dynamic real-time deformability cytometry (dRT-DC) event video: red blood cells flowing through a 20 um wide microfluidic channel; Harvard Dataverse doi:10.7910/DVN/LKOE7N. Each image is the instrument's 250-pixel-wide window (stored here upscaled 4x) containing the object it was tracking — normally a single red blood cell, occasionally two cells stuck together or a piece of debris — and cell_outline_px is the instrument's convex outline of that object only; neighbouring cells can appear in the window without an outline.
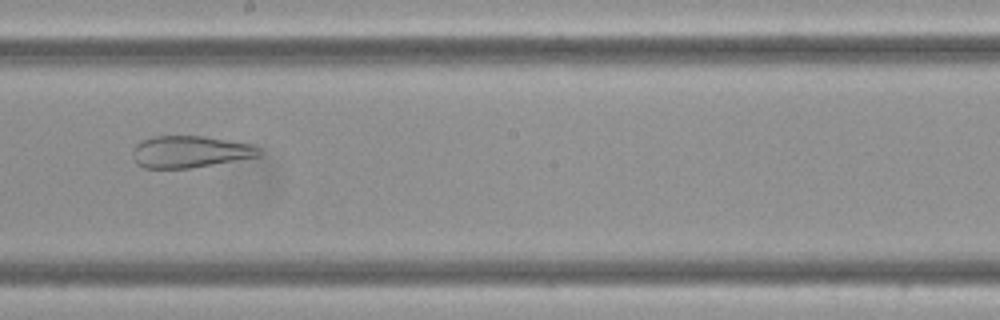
{"species": "Egyptian fruit bat (a non-hibernating species)", "species_latin": "Rousettus aegyptiacus", "temperature_condition": "cold", "stored_images_in_passage": 5, "camera_frame_rate_fps": 3000, "um_per_image_px": 0.085, "frame": {"image": 1, "passage_image": 5, "time_ms": 1.333, "image_size_px": [1000, 320], "cell_outline_px": [[260, 156], [188, 168], [144, 168], [136, 164], [132, 156], [132, 148], [140, 140], [156, 136], [204, 136], [248, 144], [260, 148]], "centroid_in_image_um": [16.07, 12.9], "position_along_channel_um": 232.1, "area_um2": 23.29}}